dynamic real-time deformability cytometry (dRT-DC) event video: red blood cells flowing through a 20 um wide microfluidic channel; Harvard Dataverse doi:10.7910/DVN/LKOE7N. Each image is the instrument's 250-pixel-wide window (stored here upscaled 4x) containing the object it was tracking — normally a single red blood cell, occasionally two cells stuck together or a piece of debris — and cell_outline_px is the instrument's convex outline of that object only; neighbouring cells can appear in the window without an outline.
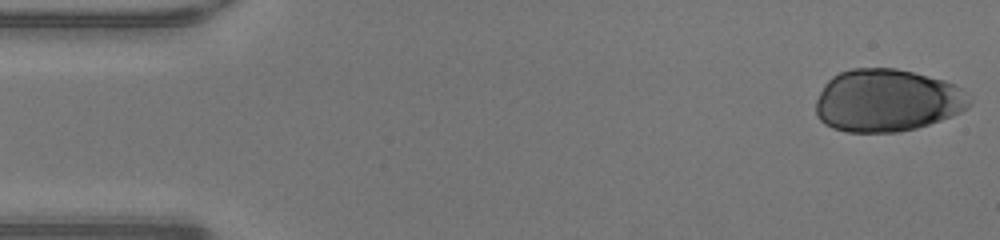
{"species": "human", "species_latin": "Homo sapiens", "temperature_condition": "warm", "stored_images_in_passage": 47, "camera_frame_rate_fps": 3000, "um_per_image_px": 0.085, "donor": {"sex": "male"}, "frame": {"image": 1, "passage_image": 1, "time_ms": 0.0, "image_size_px": [1000, 240], "cell_outline_px": [[972, 104], [968, 108], [952, 116], [916, 128], [896, 132], [848, 132], [832, 128], [824, 124], [816, 116], [816, 100], [824, 84], [832, 76], [840, 72], [852, 68], [896, 68], [944, 80], [956, 84], [968, 92], [972, 96]], "centroid_in_image_um": [75.42, 8.54], "position_along_channel_um": 9.6, "area_um2": 56.53}}
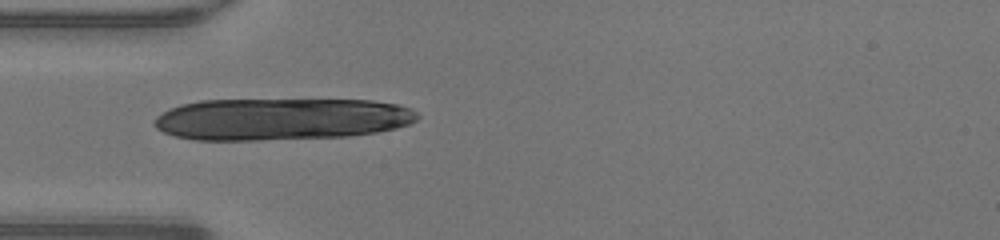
{"frame": {"image": 2, "passage_image": 14, "time_ms": 4.333, "image_size_px": [1000, 240], "cell_outline_px": [[420, 116], [416, 120], [408, 124], [396, 128], [376, 132], [348, 136], [260, 140], [192, 140], [176, 136], [164, 132], [156, 128], [152, 124], [156, 116], [180, 104], [200, 100], [372, 100], [396, 104], [412, 108]], "centroid_in_image_um": [23.89, 10.12], "position_along_channel_um": 61.1, "area_um2": 64.56}}
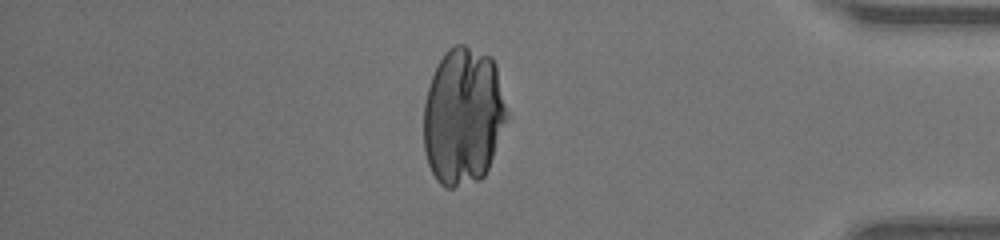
{"frame": {"image": 3, "passage_image": 40, "time_ms": 13.0, "image_size_px": [1000, 240], "cell_outline_px": [[508, 116], [488, 168], [484, 176], [480, 180], [452, 188], [444, 188], [436, 180], [428, 164], [424, 148], [424, 104], [428, 88], [432, 76], [444, 52], [448, 48], [456, 44], [464, 44], [492, 56], [496, 64], [508, 112]], "centroid_in_image_um": [39.37, 9.87], "position_along_channel_um": 395.8, "area_um2": 66.99}}